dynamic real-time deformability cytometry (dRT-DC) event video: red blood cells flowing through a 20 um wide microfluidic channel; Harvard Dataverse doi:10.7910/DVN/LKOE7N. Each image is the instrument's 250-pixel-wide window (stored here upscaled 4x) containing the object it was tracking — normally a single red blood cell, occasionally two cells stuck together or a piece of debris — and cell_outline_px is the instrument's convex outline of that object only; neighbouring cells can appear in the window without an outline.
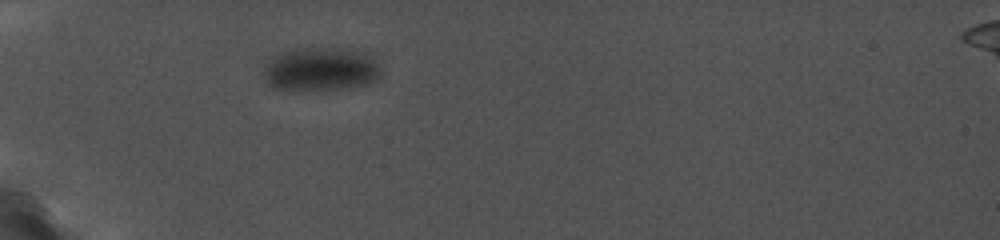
{"species": "common noctule bat (a hibernating species)", "species_latin": "Nyctalus noctula", "temperature_condition": "cold", "stored_images_in_passage": 19, "camera_frame_rate_fps": 5000, "um_per_image_px": 0.085, "animal": {"sex": "female", "body_mass_g": 19.0, "forearm_length_mm": 56.7}, "frame": {"image": 1, "passage_image": 1, "time_ms": 0.0, "image_size_px": [1000, 240], "cell_outline_px": [[380, 76], [376, 80], [364, 84], [340, 88], [276, 88], [268, 84], [264, 72], [272, 60], [280, 52], [300, 48], [340, 48], [360, 52], [368, 56], [380, 68]], "centroid_in_image_um": [27.28, 5.85], "position_along_channel_um": 57.7, "area_um2": 28.32}}
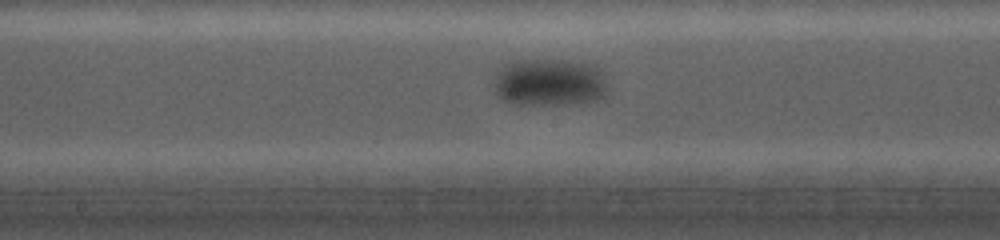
{"frame": {"image": 2, "passage_image": 8, "time_ms": 5.4, "image_size_px": [1000, 240], "cell_outline_px": [[604, 96], [596, 100], [568, 104], [520, 104], [504, 100], [496, 92], [504, 64], [516, 60], [584, 60], [596, 64], [600, 68], [604, 88]], "centroid_in_image_um": [46.8, 6.97], "position_along_channel_um": 201.4, "area_um2": 30.81}}
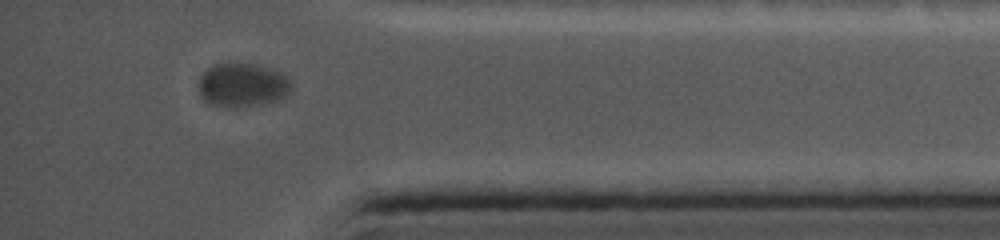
{"frame": {"image": 3, "passage_image": 18, "time_ms": 12.4, "image_size_px": [1000, 240], "cell_outline_px": [[292, 88], [284, 96], [272, 100], [252, 104], [212, 104], [204, 100], [200, 92], [200, 76], [212, 64], [232, 60], [256, 64], [272, 68], [280, 72], [288, 80]], "centroid_in_image_um": [20.57, 7.11], "position_along_channel_um": 414.6, "area_um2": 23.0}}